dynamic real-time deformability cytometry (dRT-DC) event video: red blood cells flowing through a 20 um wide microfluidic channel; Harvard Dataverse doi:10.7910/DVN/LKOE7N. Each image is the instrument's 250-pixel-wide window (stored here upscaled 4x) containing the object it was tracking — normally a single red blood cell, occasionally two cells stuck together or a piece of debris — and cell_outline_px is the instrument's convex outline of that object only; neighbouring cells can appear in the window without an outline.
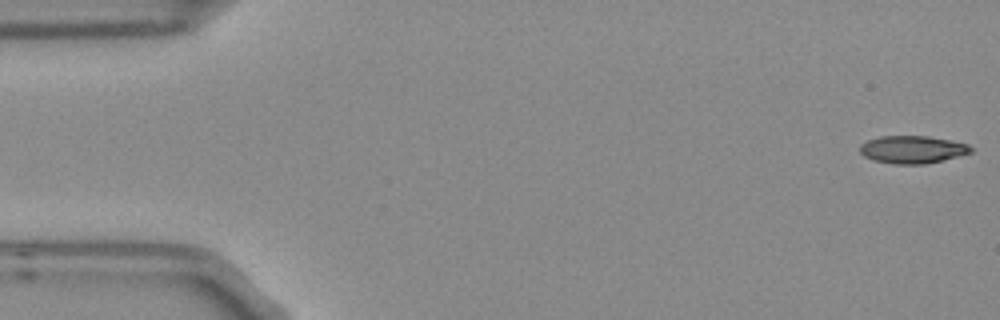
{"species": "Egyptian fruit bat (a non-hibernating species)", "species_latin": "Rousettus aegyptiacus", "temperature_condition": "room temperature", "stored_images_in_passage": 5, "camera_frame_rate_fps": 3000, "um_per_image_px": 0.085, "frame": {"image": 1, "passage_image": 1, "time_ms": 0.0, "image_size_px": [1000, 320], "cell_outline_px": [[972, 152], [924, 164], [892, 164], [872, 160], [864, 156], [860, 152], [860, 144], [868, 140], [880, 136], [928, 136], [968, 144], [972, 148]], "centroid_in_image_um": [77.5, 12.71], "position_along_channel_um": 7.5, "area_um2": 17.69}}
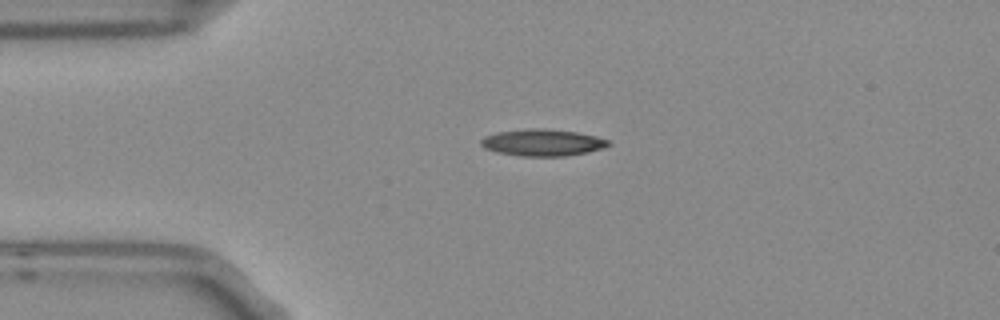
{"frame": {"image": 2, "passage_image": 4, "time_ms": 1.0, "image_size_px": [1000, 320], "cell_outline_px": [[612, 144], [604, 148], [588, 152], [568, 156], [520, 156], [496, 152], [484, 148], [480, 144], [480, 140], [484, 136], [496, 132], [532, 128], [544, 128], [576, 132], [596, 136], [608, 140]], "centroid_in_image_um": [46.11, 12.12], "position_along_channel_um": 38.9, "area_um2": 20.06}}